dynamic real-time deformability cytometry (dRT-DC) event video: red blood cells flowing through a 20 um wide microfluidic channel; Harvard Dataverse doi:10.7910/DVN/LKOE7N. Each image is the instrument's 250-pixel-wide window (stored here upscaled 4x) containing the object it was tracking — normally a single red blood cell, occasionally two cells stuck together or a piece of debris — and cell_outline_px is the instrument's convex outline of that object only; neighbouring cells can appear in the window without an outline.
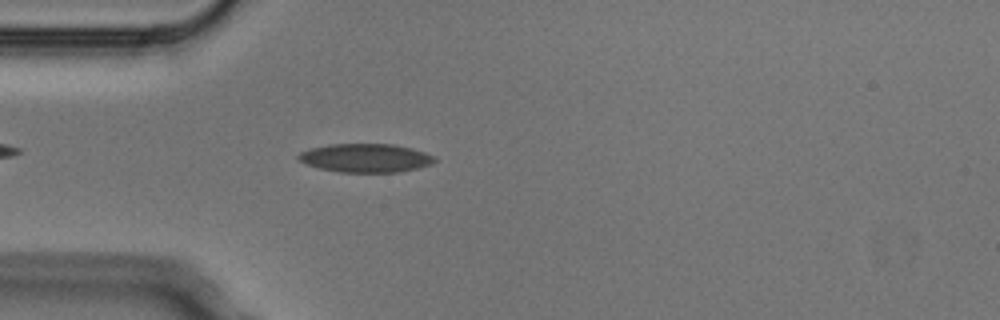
{"species": "Egyptian fruit bat (a non-hibernating species)", "species_latin": "Rousettus aegyptiacus", "temperature_condition": "cold", "stored_images_in_passage": 1, "camera_frame_rate_fps": 3000, "um_per_image_px": 0.085, "animal": {"sex": "male"}, "frame": {"image": 1, "passage_image": 1, "time_ms": 0.0, "image_size_px": [1000, 320], "cell_outline_px": [[436, 160], [432, 164], [400, 172], [340, 172], [320, 168], [308, 164], [300, 160], [296, 156], [300, 152], [312, 148], [328, 144], [392, 144], [412, 148], [424, 152], [432, 156]], "centroid_in_image_um": [31.08, 13.42], "position_along_channel_um": 53.9, "area_um2": 22.48}}